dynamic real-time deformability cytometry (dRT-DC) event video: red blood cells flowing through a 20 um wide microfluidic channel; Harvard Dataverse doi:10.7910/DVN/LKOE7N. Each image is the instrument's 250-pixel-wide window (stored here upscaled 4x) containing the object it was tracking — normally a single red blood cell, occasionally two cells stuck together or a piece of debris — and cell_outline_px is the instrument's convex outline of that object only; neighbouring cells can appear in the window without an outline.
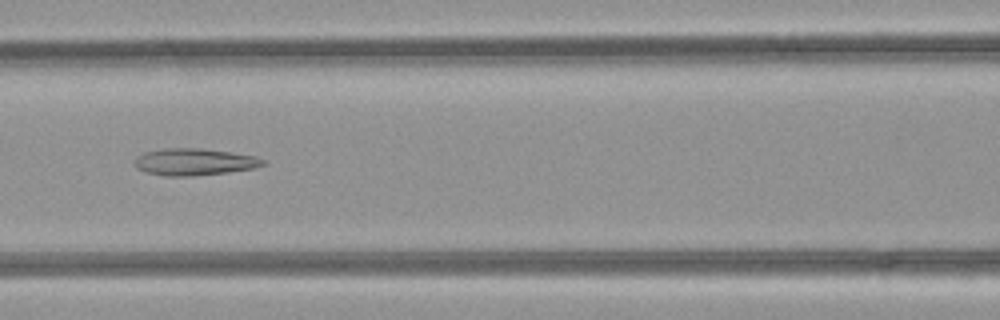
{"species": "common noctule bat (a hibernating species)", "species_latin": "Nyctalus noctula", "temperature_condition": "room temperature", "stored_images_in_passage": 34, "camera_frame_rate_fps": 3000, "um_per_image_px": 0.085, "animal": {"sex": "female", "body_mass_g": 21.9}, "frame": {"image": 1, "passage_image": 11, "time_ms": 3.333, "image_size_px": [1000, 320], "cell_outline_px": [[268, 164], [256, 168], [228, 172], [192, 176], [164, 176], [148, 172], [136, 168], [136, 156], [144, 152], [164, 148], [200, 148], [232, 152], [256, 156], [268, 160]], "centroid_in_image_um": [16.6, 13.75], "position_along_channel_um": 150.0, "area_um2": 20.35}}
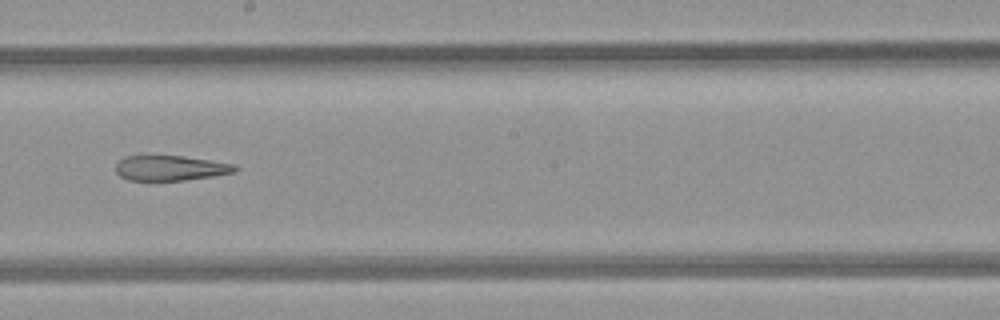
{"frame": {"image": 2, "passage_image": 17, "time_ms": 5.333, "image_size_px": [1000, 320], "cell_outline_px": [[240, 168], [236, 172], [212, 176], [184, 180], [128, 180], [120, 176], [116, 172], [116, 164], [124, 156], [184, 156], [236, 164]], "centroid_in_image_um": [14.52, 14.28], "position_along_channel_um": 233.7, "area_um2": 17.46}}
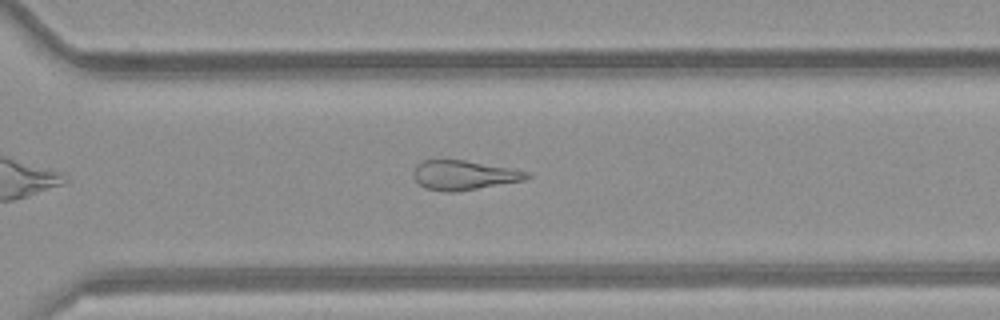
{"frame": {"image": 3, "passage_image": 24, "time_ms": 7.667, "image_size_px": [1000, 320], "cell_outline_px": [[532, 176], [524, 180], [460, 192], [444, 192], [424, 188], [412, 176], [412, 172], [416, 164], [424, 160], [464, 160], [508, 168], [528, 172]], "centroid_in_image_um": [39.38, 14.9], "position_along_channel_um": 331.2, "area_um2": 19.54}, "authors_computed_cell_mechanics": {"area_um2": 20.23, "velocity_mm_per_s": 4.2035, "shape_relaxation_time_tau1_ms": null, "shape_relaxation_time_tau2_ms": 3.3391, "deformation_change_tau1": null, "deformation_change_tau2": 0.1463}}